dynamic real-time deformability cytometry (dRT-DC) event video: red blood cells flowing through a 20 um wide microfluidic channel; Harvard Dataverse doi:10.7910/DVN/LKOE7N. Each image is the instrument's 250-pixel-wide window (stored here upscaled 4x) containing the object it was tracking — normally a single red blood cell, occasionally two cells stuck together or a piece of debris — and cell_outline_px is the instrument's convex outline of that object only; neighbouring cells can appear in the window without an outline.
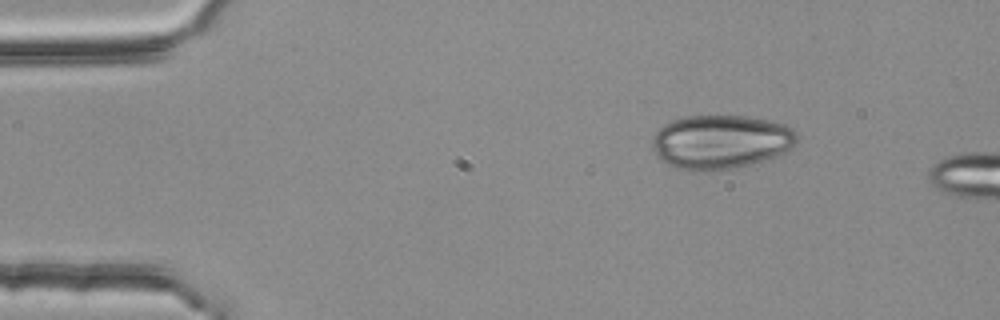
{"species": "common noctule bat (a hibernating species)", "species_latin": "Nyctalus noctula", "temperature_condition": "room temperature", "stored_images_in_passage": 2, "camera_frame_rate_fps": 3000, "um_per_image_px": 0.085, "animal": {"sex": "female", "body_mass_g": 25.1}, "frame": {"image": 1, "passage_image": 1, "time_ms": 0.0, "image_size_px": [1000, 320], "cell_outline_px": [[796, 144], [792, 148], [784, 152], [736, 168], [708, 172], [688, 172], [672, 168], [660, 160], [656, 156], [652, 148], [652, 136], [664, 124], [672, 120], [684, 116], [748, 116], [768, 120], [784, 124], [792, 128], [796, 132]], "centroid_in_image_um": [61.19, 12.08], "position_along_channel_um": 23.8, "area_um2": 46.07}}